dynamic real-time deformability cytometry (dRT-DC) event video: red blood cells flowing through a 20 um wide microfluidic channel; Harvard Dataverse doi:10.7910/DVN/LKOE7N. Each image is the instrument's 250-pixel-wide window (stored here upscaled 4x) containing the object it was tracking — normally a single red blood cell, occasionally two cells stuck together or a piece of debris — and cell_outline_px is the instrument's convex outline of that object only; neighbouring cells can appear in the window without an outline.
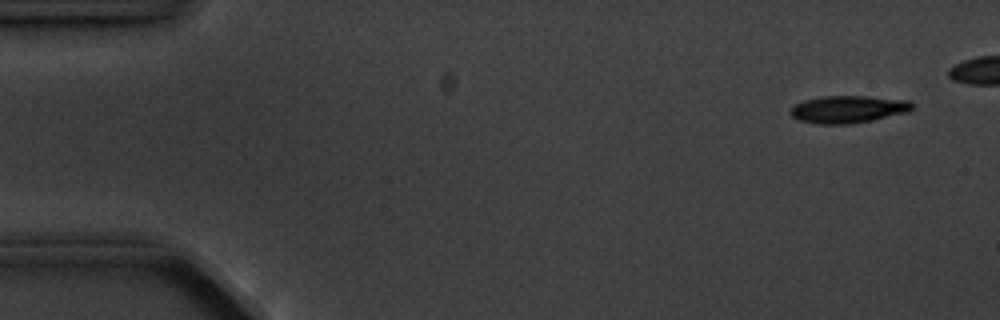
{"species": "common noctule bat (a hibernating species)", "species_latin": "Nyctalus noctula", "temperature_condition": "cold", "stored_images_in_passage": 9, "camera_frame_rate_fps": 3000, "um_per_image_px": 0.085, "animal": {"sex": "male", "body_mass_g": 20.1, "forearm_length_mm": 53.5}, "frame": {"image": 1, "passage_image": 1, "time_ms": 0.0, "image_size_px": [1000, 320], "cell_outline_px": [[916, 104], [908, 112], [872, 120], [852, 124], [816, 124], [800, 120], [792, 116], [788, 112], [796, 104], [804, 100], [820, 96], [868, 96], [912, 100]], "centroid_in_image_um": [72.13, 9.28], "position_along_channel_um": 12.9, "area_um2": 19.65}}
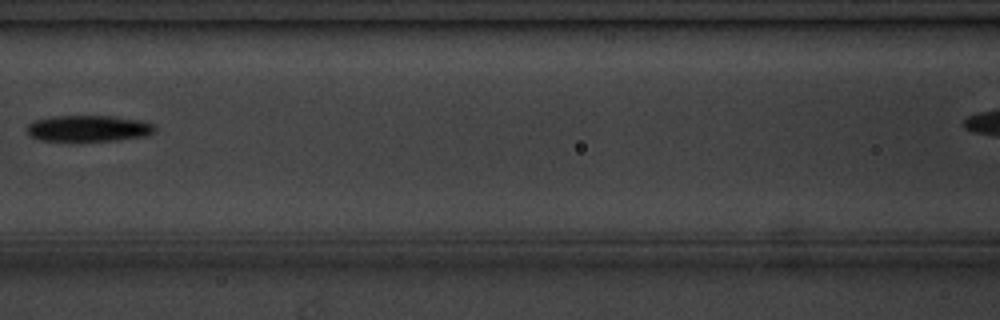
{"frame": {"image": 2, "passage_image": 7, "time_ms": 7.0, "image_size_px": [1000, 320], "cell_outline_px": [[156, 132], [148, 136], [116, 140], [40, 140], [32, 136], [28, 132], [28, 124], [32, 120], [52, 116], [116, 116], [144, 120], [152, 124], [156, 128]], "centroid_in_image_um": [7.59, 10.89], "position_along_channel_um": 159.0, "area_um2": 19.59}}